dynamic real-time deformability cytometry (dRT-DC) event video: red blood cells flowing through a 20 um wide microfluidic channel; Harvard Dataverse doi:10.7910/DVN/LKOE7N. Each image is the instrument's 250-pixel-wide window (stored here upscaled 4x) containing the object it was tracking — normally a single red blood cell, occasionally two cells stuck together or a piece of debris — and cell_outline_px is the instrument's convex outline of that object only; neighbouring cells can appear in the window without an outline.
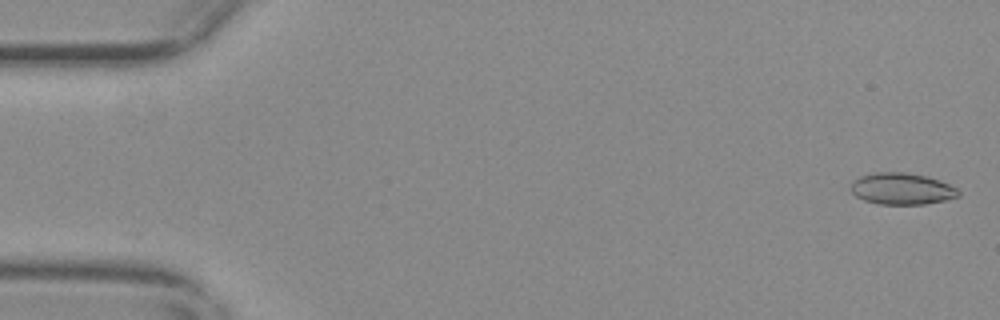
{"species": "common noctule bat (a hibernating species)", "species_latin": "Nyctalus noctula", "temperature_condition": "warm", "stored_images_in_passage": 56, "camera_frame_rate_fps": 3000, "um_per_image_px": 0.085, "animal": {"sex": "female", "body_mass_g": 29.2, "forearm_length_mm": 56.3}, "frame": {"image": 1, "passage_image": 2, "time_ms": 0.333, "image_size_px": [1000, 320], "cell_outline_px": [[960, 196], [944, 200], [924, 204], [880, 204], [864, 200], [856, 196], [852, 192], [852, 180], [860, 176], [876, 172], [904, 172], [924, 176], [940, 180], [956, 188], [960, 192]], "centroid_in_image_um": [76.65, 16.04], "position_along_channel_um": 8.4, "area_um2": 19.65}}
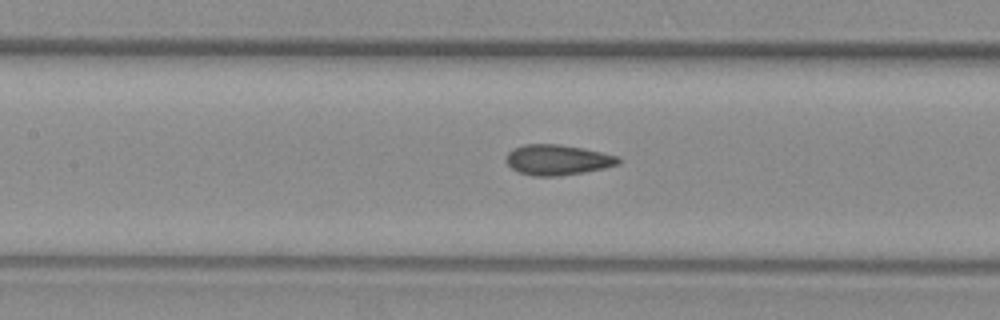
{"frame": {"image": 2, "passage_image": 26, "time_ms": 8.333, "image_size_px": [1000, 320], "cell_outline_px": [[620, 164], [604, 168], [584, 172], [556, 176], [532, 176], [520, 172], [512, 168], [504, 160], [504, 156], [512, 148], [524, 144], [560, 144], [584, 148], [620, 156]], "centroid_in_image_um": [47.38, 13.57], "position_along_channel_um": 160.0, "area_um2": 20.11}}
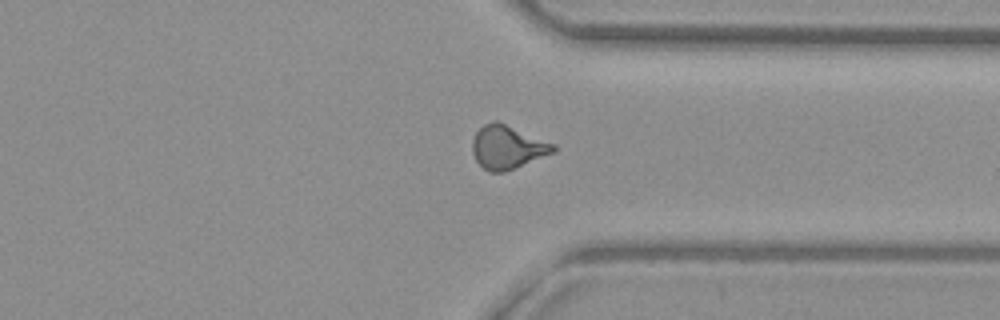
{"frame": {"image": 3, "passage_image": 43, "time_ms": 14.0, "image_size_px": [1000, 320], "cell_outline_px": [[556, 148], [552, 152], [504, 172], [488, 172], [476, 160], [472, 152], [472, 140], [476, 132], [484, 124], [492, 120], [496, 120], [556, 144]], "centroid_in_image_um": [43.09, 12.49], "position_along_channel_um": 368.3, "area_um2": 20.23}, "authors_computed_cell_mechanics": {"area_um2": 19.7098, "velocity_mm_per_s": 3.701, "shape_relaxation_time_tau1_ms": null, "shape_relaxation_time_tau2_ms": 1.567, "deformation_change_tau1": null, "deformation_change_tau2": 0.088}}